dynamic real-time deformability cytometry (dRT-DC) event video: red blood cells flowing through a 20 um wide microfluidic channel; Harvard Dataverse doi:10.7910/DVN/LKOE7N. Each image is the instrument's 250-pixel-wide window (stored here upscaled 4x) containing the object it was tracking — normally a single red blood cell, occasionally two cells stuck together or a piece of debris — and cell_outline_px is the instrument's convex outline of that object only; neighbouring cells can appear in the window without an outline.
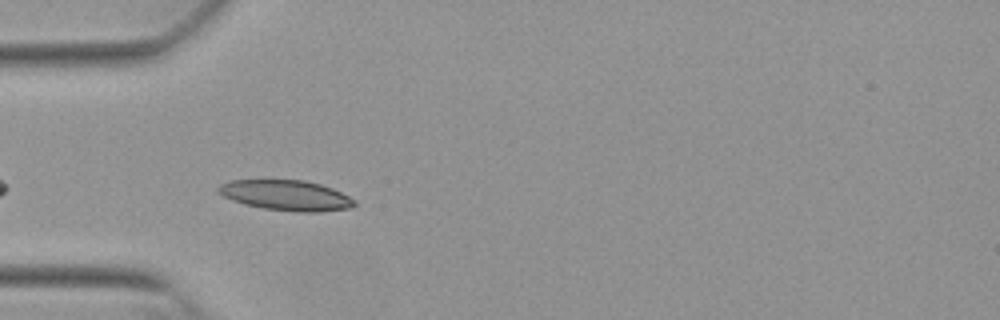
{"species": "Egyptian fruit bat (a non-hibernating species)", "species_latin": "Rousettus aegyptiacus", "temperature_condition": "warm", "stored_images_in_passage": 35, "camera_frame_rate_fps": 3000, "um_per_image_px": 0.085, "animal": {"sex": "female"}, "frame": {"image": 1, "passage_image": 3, "time_ms": 0.667, "image_size_px": [1000, 320], "cell_outline_px": [[356, 204], [352, 208], [320, 212], [296, 212], [264, 208], [244, 204], [232, 200], [216, 192], [216, 188], [220, 184], [232, 180], [304, 180], [320, 184], [332, 188], [348, 196]], "centroid_in_image_um": [24.3, 16.6], "position_along_channel_um": 60.7, "area_um2": 24.04}}
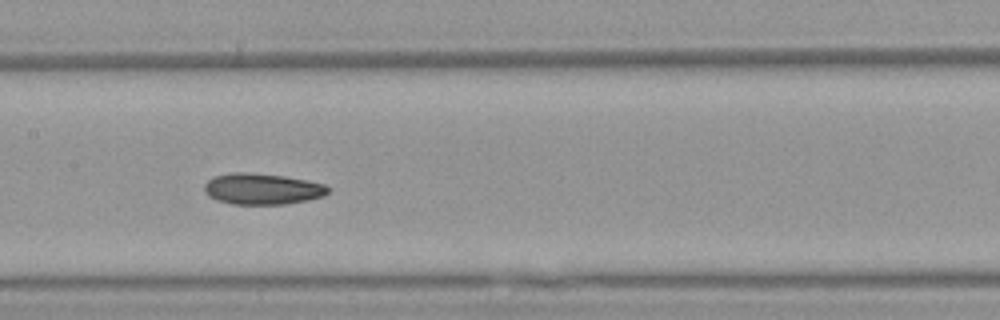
{"frame": {"image": 2, "passage_image": 13, "time_ms": 4.0, "image_size_px": [1000, 320], "cell_outline_px": [[328, 192], [324, 196], [308, 200], [284, 204], [232, 204], [216, 200], [208, 196], [204, 192], [204, 184], [212, 176], [236, 172], [244, 172], [284, 176], [308, 180], [324, 184], [328, 188]], "centroid_in_image_um": [22.26, 16.06], "position_along_channel_um": 185.1, "area_um2": 22.48}}
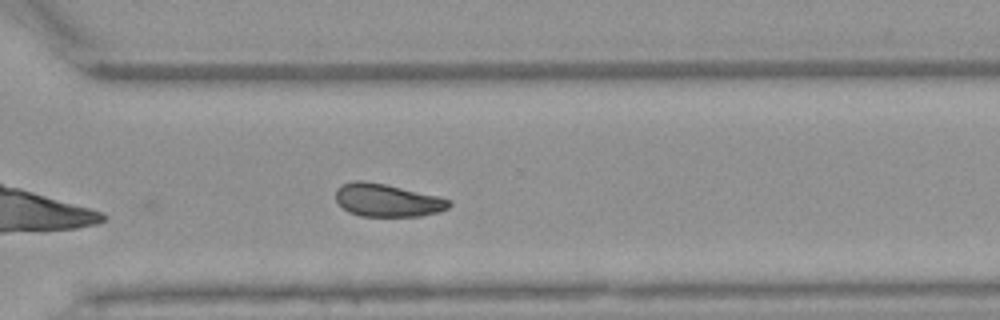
{"frame": {"image": 3, "passage_image": 25, "time_ms": 8.0, "image_size_px": [1000, 320], "cell_outline_px": [[452, 204], [448, 208], [440, 212], [420, 216], [360, 216], [348, 212], [336, 200], [336, 188], [340, 184], [352, 180], [364, 180], [384, 184], [440, 196], [452, 200]], "centroid_in_image_um": [32.93, 17.01], "position_along_channel_um": 337.7, "area_um2": 21.96}, "authors_computed_cell_mechanics": {"area_um2": 22.253, "velocity_mm_per_s": 3.8245, "shape_relaxation_time_tau1_ms": 4.6086, "shape_relaxation_time_tau2_ms": 7.755, "deformation_change_tau1": 0.1064, "deformation_change_tau2": 0.1241}}